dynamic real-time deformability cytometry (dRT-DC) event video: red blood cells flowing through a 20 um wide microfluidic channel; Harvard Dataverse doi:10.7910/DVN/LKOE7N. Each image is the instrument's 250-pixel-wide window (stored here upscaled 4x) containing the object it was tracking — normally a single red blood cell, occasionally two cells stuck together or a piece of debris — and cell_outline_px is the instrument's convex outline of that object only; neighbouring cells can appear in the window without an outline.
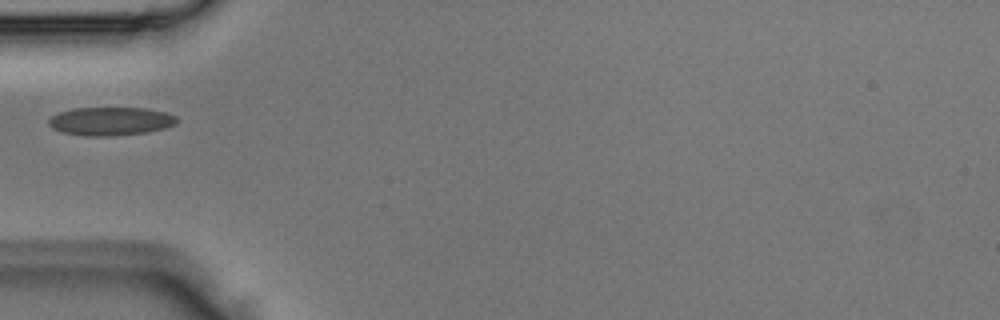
{"species": "Egyptian fruit bat (a non-hibernating species)", "species_latin": "Rousettus aegyptiacus", "temperature_condition": "room temperature", "stored_images_in_passage": 1, "camera_frame_rate_fps": 3000, "um_per_image_px": 0.085, "animal": {"sex": "male"}, "frame": {"image": 1, "passage_image": 1, "time_ms": 0.0, "image_size_px": [1000, 320], "cell_outline_px": [[176, 124], [164, 128], [148, 132], [108, 136], [88, 136], [64, 132], [52, 128], [48, 124], [48, 120], [52, 116], [60, 112], [72, 108], [144, 108], [164, 112], [176, 116]], "centroid_in_image_um": [9.39, 10.3], "position_along_channel_um": 75.6, "area_um2": 20.98}}